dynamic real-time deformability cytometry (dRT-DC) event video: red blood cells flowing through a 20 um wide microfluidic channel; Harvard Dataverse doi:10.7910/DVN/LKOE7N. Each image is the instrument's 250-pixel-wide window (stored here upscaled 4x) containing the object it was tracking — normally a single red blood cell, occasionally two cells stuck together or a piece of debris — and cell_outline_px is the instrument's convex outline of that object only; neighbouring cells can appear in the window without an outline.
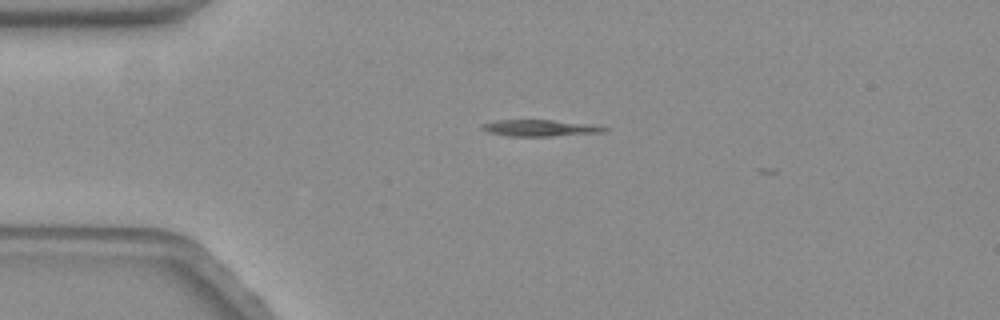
{"species": "common noctule bat (a hibernating species)", "species_latin": "Nyctalus noctula", "temperature_condition": "warm", "stored_images_in_passage": 4, "camera_frame_rate_fps": 3000, "um_per_image_px": 0.085, "animal": {"sex": "female", "body_mass_g": 19.3, "forearm_length_mm": 54.1}, "frame": {"image": 1, "passage_image": 1, "time_ms": 0.0, "image_size_px": [1000, 320], "cell_outline_px": [[608, 128], [604, 132], [552, 136], [508, 136], [488, 132], [480, 128], [480, 124], [496, 120], [552, 120], [588, 124]], "centroid_in_image_um": [45.81, 10.88], "position_along_channel_um": 39.2, "area_um2": 11.62}}